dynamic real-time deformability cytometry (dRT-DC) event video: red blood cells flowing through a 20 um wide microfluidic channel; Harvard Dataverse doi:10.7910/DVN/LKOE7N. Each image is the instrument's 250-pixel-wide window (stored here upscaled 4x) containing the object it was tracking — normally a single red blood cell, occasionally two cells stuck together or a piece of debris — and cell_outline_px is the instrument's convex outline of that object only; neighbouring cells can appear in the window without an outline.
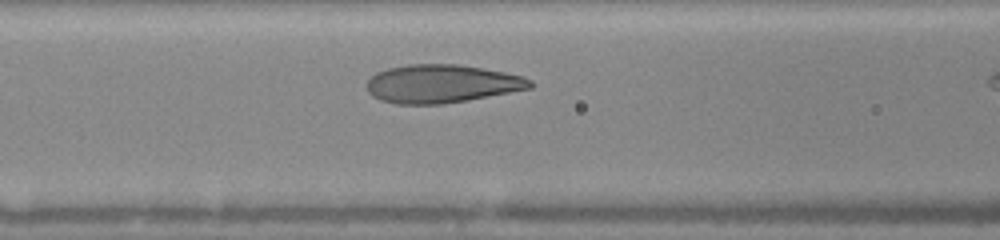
{"species": "human", "species_latin": "Homo sapiens", "temperature_condition": "warm", "stored_images_in_passage": 5, "camera_frame_rate_fps": 3000, "um_per_image_px": 0.085, "donor": {"sex": "female"}, "frame": {"image": 1, "passage_image": 4, "time_ms": 1.667, "image_size_px": [1000, 240], "cell_outline_px": [[532, 88], [468, 100], [440, 104], [396, 104], [380, 100], [372, 96], [368, 92], [364, 84], [376, 72], [388, 68], [408, 64], [456, 64], [504, 72], [524, 76], [532, 80]], "centroid_in_image_um": [37.51, 7.12], "position_along_channel_um": 129.1, "area_um2": 36.53}}